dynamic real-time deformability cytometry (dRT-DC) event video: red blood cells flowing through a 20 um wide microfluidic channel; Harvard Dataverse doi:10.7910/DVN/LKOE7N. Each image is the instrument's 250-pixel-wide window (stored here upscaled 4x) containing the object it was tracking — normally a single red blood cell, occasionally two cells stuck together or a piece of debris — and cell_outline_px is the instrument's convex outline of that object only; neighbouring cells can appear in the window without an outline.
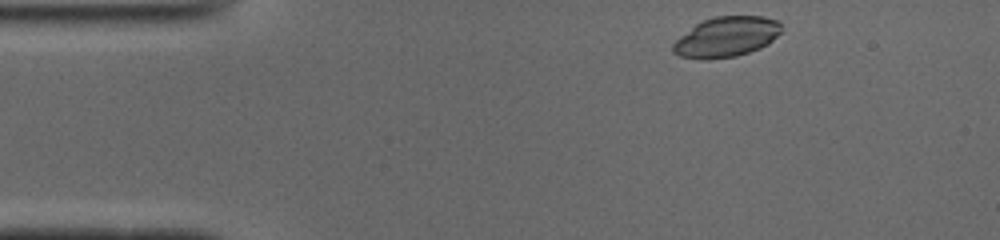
{"species": "common noctule bat (a hibernating species)", "species_latin": "Nyctalus noctula", "temperature_condition": "cold", "stored_images_in_passage": 45, "camera_frame_rate_fps": 3000, "um_per_image_px": 0.085, "animal": {"sex": "male", "body_mass_g": 19.0, "forearm_length_mm": 50.8}, "frame": {"image": 1, "passage_image": 1, "time_ms": 0.0, "image_size_px": [1000, 240], "cell_outline_px": [[780, 32], [768, 44], [760, 48], [736, 56], [704, 60], [700, 60], [680, 56], [672, 52], [672, 44], [680, 36], [696, 24], [704, 20], [716, 16], [764, 16], [776, 20], [780, 24]], "centroid_in_image_um": [61.71, 3.15], "position_along_channel_um": 23.3, "area_um2": 25.26}}
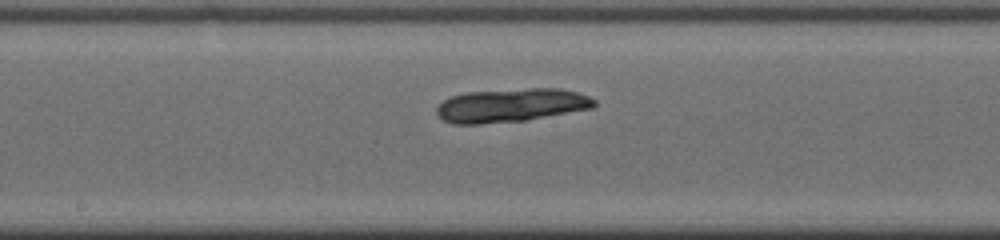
{"frame": {"image": 2, "passage_image": 20, "time_ms": 6.333, "image_size_px": [1000, 240], "cell_outline_px": [[596, 104], [592, 108], [528, 120], [480, 124], [452, 124], [444, 120], [436, 112], [436, 108], [444, 100], [452, 96], [464, 92], [528, 88], [560, 88], [576, 92], [588, 96], [596, 100]], "centroid_in_image_um": [43.45, 8.95], "position_along_channel_um": 204.8, "area_um2": 30.92}}
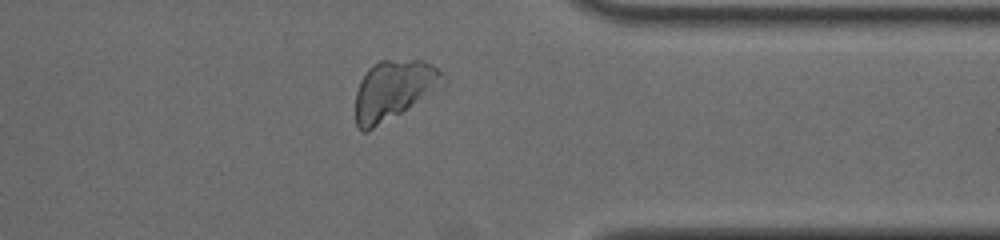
{"frame": {"image": 3, "passage_image": 34, "time_ms": 11.0, "image_size_px": [1000, 240], "cell_outline_px": [[444, 84], [400, 112], [368, 132], [360, 132], [356, 124], [356, 92], [360, 80], [368, 68], [372, 64], [380, 60], [420, 60], [432, 64], [440, 72], [444, 80]], "centroid_in_image_um": [33.39, 7.63], "position_along_channel_um": 378.0, "area_um2": 29.59}}